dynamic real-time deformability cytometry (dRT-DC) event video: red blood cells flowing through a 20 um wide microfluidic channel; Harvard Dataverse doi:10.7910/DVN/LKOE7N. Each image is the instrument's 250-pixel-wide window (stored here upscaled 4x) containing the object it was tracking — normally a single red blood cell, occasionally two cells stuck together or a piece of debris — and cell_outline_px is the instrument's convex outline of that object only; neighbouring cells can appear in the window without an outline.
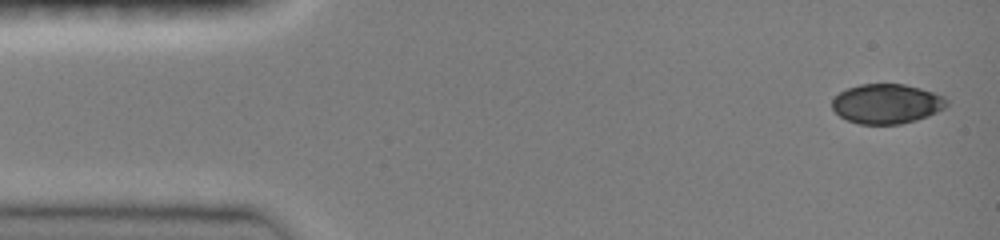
{"species": "common noctule bat (a hibernating species)", "species_latin": "Nyctalus noctula", "temperature_condition": "room temperature", "stored_images_in_passage": 9, "camera_frame_rate_fps": 3000, "um_per_image_px": 0.085, "animal": {"sex": "female", "body_mass_g": 19.0, "forearm_length_mm": 51.5}, "frame": {"image": 1, "passage_image": 1, "time_ms": 0.0, "image_size_px": [1000, 240], "cell_outline_px": [[948, 104], [944, 108], [928, 116], [916, 120], [900, 124], [860, 124], [848, 120], [840, 116], [832, 108], [832, 100], [840, 92], [848, 88], [860, 84], [904, 84], [920, 88], [944, 96], [948, 100]], "centroid_in_image_um": [75.38, 8.82], "position_along_channel_um": 9.6, "area_um2": 26.41}}
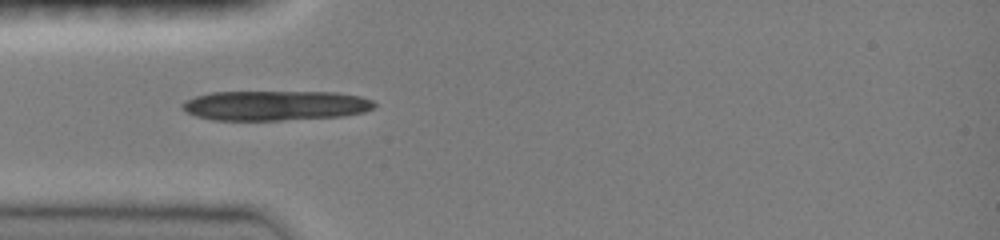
{"frame": {"image": 2, "passage_image": 5, "time_ms": 4.0, "image_size_px": [1000, 240], "cell_outline_px": [[376, 108], [364, 112], [344, 116], [280, 120], [212, 120], [196, 116], [180, 108], [180, 104], [184, 100], [196, 96], [212, 92], [336, 92], [360, 96], [372, 100], [376, 104]], "centroid_in_image_um": [23.39, 8.97], "position_along_channel_um": 61.6, "area_um2": 33.64}}